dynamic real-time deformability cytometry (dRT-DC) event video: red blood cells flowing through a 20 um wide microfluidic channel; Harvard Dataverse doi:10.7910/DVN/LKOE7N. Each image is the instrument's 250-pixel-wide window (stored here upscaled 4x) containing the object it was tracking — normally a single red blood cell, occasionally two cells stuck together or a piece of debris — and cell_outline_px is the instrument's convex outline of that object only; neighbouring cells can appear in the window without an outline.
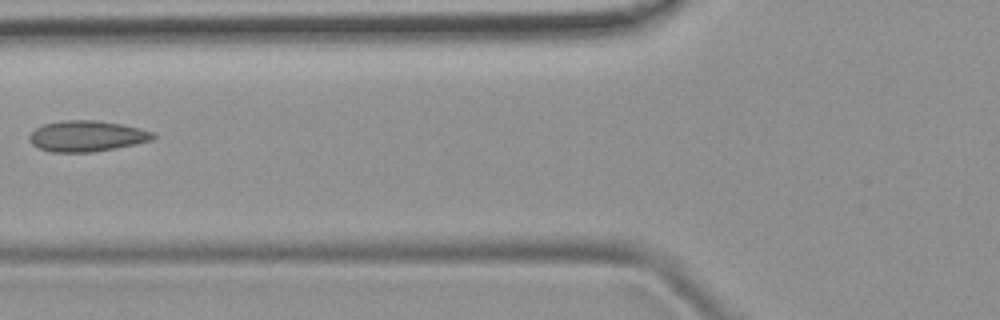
{"species": "common noctule bat (a hibernating species)", "species_latin": "Nyctalus noctula", "temperature_condition": "room temperature", "stored_images_in_passage": 6, "camera_frame_rate_fps": 3000, "um_per_image_px": 0.085, "animal": {"sex": "female", "body_mass_g": 19.9}, "frame": {"image": 1, "passage_image": 6, "time_ms": 5.667, "image_size_px": [1000, 320], "cell_outline_px": [[156, 136], [152, 140], [136, 144], [116, 148], [92, 152], [52, 152], [40, 148], [32, 144], [28, 140], [28, 136], [36, 128], [44, 124], [64, 120], [96, 120], [120, 124], [140, 128], [152, 132]], "centroid_in_image_um": [7.37, 11.57], "position_along_channel_um": 118.4, "area_um2": 22.2}}